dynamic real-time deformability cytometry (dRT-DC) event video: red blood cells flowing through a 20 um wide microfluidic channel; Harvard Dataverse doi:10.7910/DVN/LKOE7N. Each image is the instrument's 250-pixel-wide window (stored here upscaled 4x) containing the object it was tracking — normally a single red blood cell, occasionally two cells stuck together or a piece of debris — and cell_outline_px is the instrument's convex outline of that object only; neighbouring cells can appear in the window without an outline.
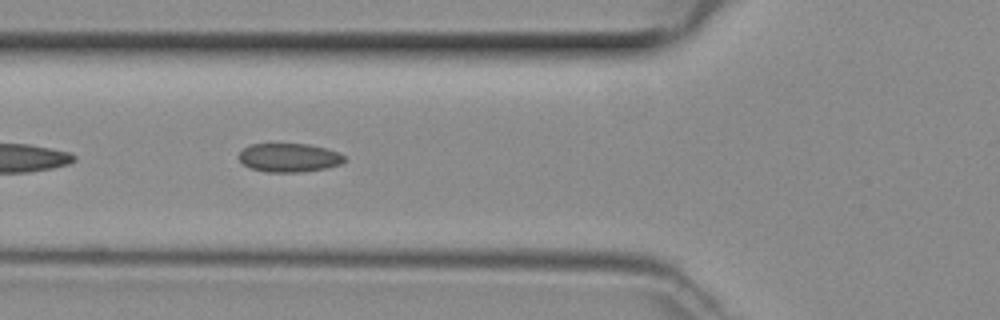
{"species": "common noctule bat (a hibernating species)", "species_latin": "Nyctalus noctula", "temperature_condition": "room temperature", "stored_images_in_passage": 48, "camera_frame_rate_fps": 3000, "um_per_image_px": 0.085, "animal": {"sex": "female", "body_mass_g": 29.2, "forearm_length_mm": 56.3}, "frame": {"image": 1, "passage_image": 18, "time_ms": 5.667, "image_size_px": [1000, 320], "cell_outline_px": [[348, 160], [340, 164], [324, 168], [300, 172], [264, 172], [248, 168], [236, 156], [244, 148], [252, 144], [308, 144], [328, 148], [340, 152]], "centroid_in_image_um": [24.58, 13.4], "position_along_channel_um": 101.2, "area_um2": 17.86}}
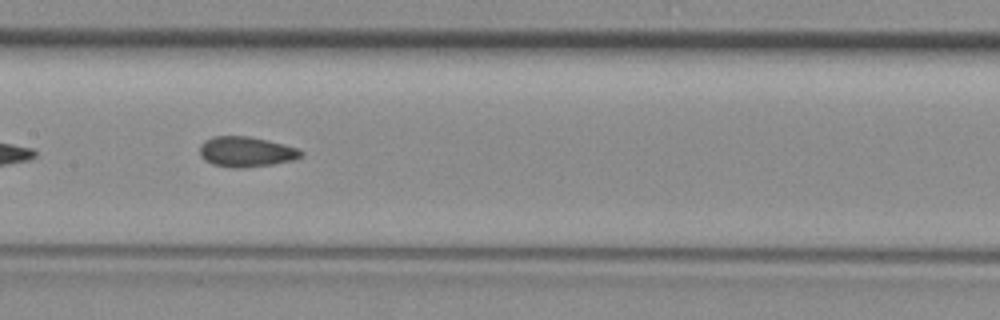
{"frame": {"image": 2, "passage_image": 24, "time_ms": 7.667, "image_size_px": [1000, 320], "cell_outline_px": [[304, 156], [292, 160], [272, 164], [240, 168], [212, 164], [204, 160], [200, 156], [200, 144], [204, 140], [212, 136], [248, 136], [268, 140], [284, 144], [296, 148], [304, 152]], "centroid_in_image_um": [20.91, 12.89], "position_along_channel_um": 186.5, "area_um2": 17.86}}
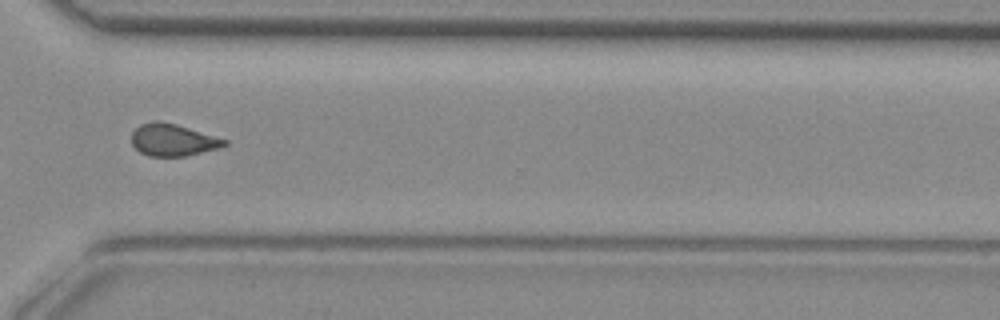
{"frame": {"image": 3, "passage_image": 36, "time_ms": 11.667, "image_size_px": [1000, 320], "cell_outline_px": [[228, 144], [220, 148], [184, 156], [148, 156], [140, 152], [132, 144], [132, 132], [140, 124], [156, 120], [176, 124], [228, 140]], "centroid_in_image_um": [14.69, 11.89], "position_along_channel_um": 355.9, "area_um2": 17.28}}